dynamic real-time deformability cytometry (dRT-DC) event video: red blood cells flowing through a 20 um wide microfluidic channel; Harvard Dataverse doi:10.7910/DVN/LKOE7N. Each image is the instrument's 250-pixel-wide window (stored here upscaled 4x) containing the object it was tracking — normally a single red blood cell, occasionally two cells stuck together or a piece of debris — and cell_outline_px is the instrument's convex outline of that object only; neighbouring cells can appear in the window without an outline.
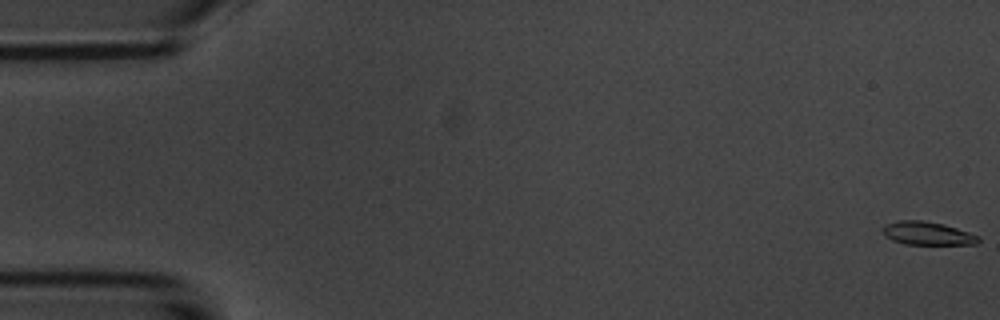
{"species": "common noctule bat (a hibernating species)", "species_latin": "Nyctalus noctula", "temperature_condition": "room temperature", "stored_images_in_passage": 55, "camera_frame_rate_fps": 3000, "um_per_image_px": 0.085, "animal": {"sex": "male", "body_mass_g": 20.1, "forearm_length_mm": 53.5}, "frame": {"image": 1, "passage_image": 1, "time_ms": 0.0, "image_size_px": [1000, 320], "cell_outline_px": [[980, 240], [976, 244], [904, 244], [892, 240], [884, 236], [880, 228], [884, 224], [900, 220], [920, 220], [944, 224], [980, 236]], "centroid_in_image_um": [78.77, 19.83], "position_along_channel_um": 6.2, "area_um2": 13.06}}
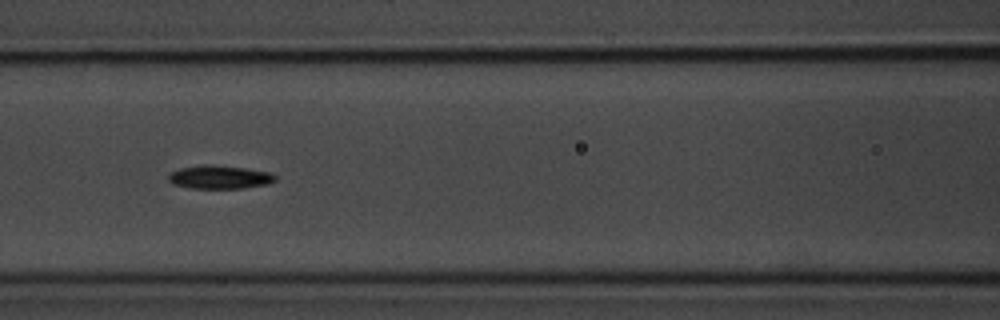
{"frame": {"image": 2, "passage_image": 24, "time_ms": 7.667, "image_size_px": [1000, 320], "cell_outline_px": [[276, 180], [268, 184], [244, 188], [188, 188], [172, 184], [168, 180], [168, 176], [172, 172], [180, 168], [212, 164], [244, 168], [272, 172], [276, 176]], "centroid_in_image_um": [18.69, 15.06], "position_along_channel_um": 147.9, "area_um2": 14.57}}
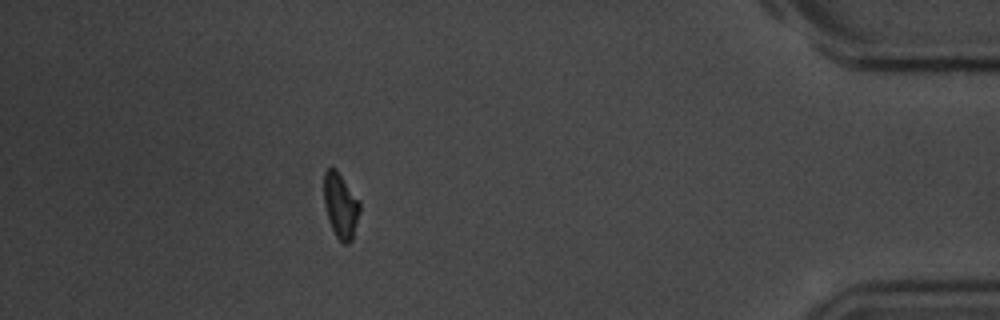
{"frame": {"image": 3, "passage_image": 49, "time_ms": 16.0, "image_size_px": [1000, 320], "cell_outline_px": [[360, 212], [352, 240], [348, 244], [344, 244], [336, 236], [328, 220], [324, 204], [324, 172], [328, 168], [336, 168], [360, 200]], "centroid_in_image_um": [28.96, 17.46], "position_along_channel_um": 406.2, "area_um2": 13.76}, "authors_computed_cell_mechanics": {"area_um2": 13.6986, "velocity_mm_per_s": 3.7098, "shape_relaxation_time_tau1_ms": 5.0315, "shape_relaxation_time_tau2_ms": null, "deformation_change_tau1": 0.1344, "deformation_change_tau2": null}}